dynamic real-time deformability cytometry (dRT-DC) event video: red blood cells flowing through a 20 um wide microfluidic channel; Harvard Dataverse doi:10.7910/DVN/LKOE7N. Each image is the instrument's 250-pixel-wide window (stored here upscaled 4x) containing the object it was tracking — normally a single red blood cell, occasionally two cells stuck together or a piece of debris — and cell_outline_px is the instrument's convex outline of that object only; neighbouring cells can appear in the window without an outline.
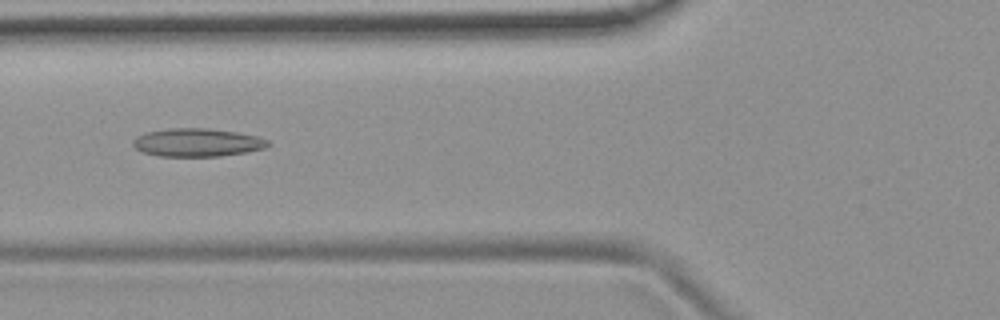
{"species": "common noctule bat (a hibernating species)", "species_latin": "Nyctalus noctula", "temperature_condition": "room temperature", "stored_images_in_passage": 51, "camera_frame_rate_fps": 3000, "um_per_image_px": 0.085, "animal": {"sex": "female", "body_mass_g": 19.9}, "frame": {"image": 1, "passage_image": 18, "time_ms": 5.667, "image_size_px": [1000, 320], "cell_outline_px": [[272, 144], [264, 148], [248, 152], [220, 156], [156, 156], [144, 152], [136, 148], [132, 144], [132, 140], [136, 136], [148, 132], [168, 128], [208, 128], [236, 132], [256, 136], [268, 140]], "centroid_in_image_um": [16.77, 12.11], "position_along_channel_um": 109.0, "area_um2": 22.2}}
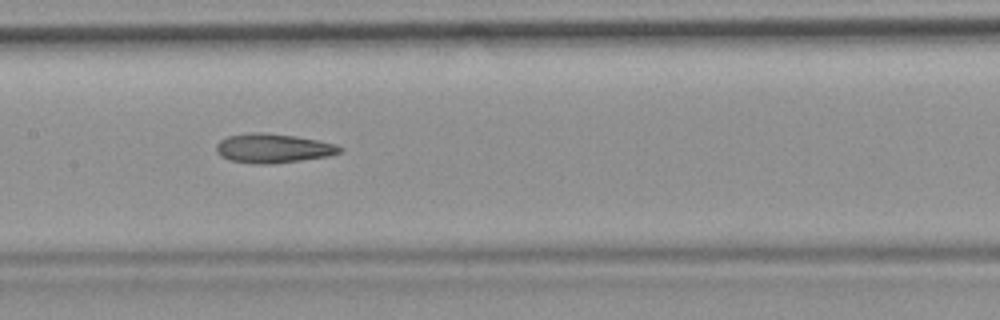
{"frame": {"image": 2, "passage_image": 24, "time_ms": 7.667, "image_size_px": [1000, 320], "cell_outline_px": [[344, 148], [340, 152], [328, 156], [300, 160], [264, 164], [256, 164], [228, 160], [220, 156], [216, 152], [216, 144], [220, 140], [228, 136], [256, 132], [264, 132], [296, 136], [336, 144]], "centroid_in_image_um": [23.18, 12.6], "position_along_channel_um": 184.2, "area_um2": 20.92}}
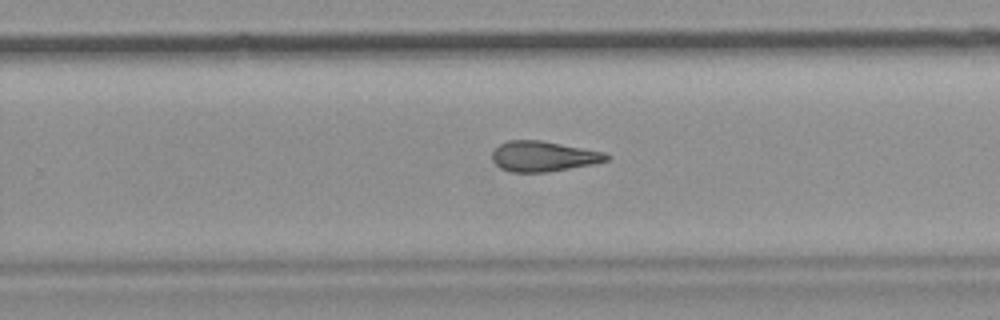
{"frame": {"image": 3, "passage_image": 32, "time_ms": 10.333, "image_size_px": [1000, 320], "cell_outline_px": [[612, 156], [608, 160], [596, 164], [548, 172], [512, 172], [500, 168], [492, 160], [492, 152], [500, 144], [508, 140], [540, 140], [604, 152]], "centroid_in_image_um": [46.21, 13.29], "position_along_channel_um": 283.6, "area_um2": 20.29}, "authors_computed_cell_mechanics": {"area_um2": 20.9814, "velocity_mm_per_s": 3.7517, "shape_relaxation_time_tau1_ms": null, "shape_relaxation_time_tau2_ms": 5.558, "deformation_change_tau1": null, "deformation_change_tau2": 0.1568}}